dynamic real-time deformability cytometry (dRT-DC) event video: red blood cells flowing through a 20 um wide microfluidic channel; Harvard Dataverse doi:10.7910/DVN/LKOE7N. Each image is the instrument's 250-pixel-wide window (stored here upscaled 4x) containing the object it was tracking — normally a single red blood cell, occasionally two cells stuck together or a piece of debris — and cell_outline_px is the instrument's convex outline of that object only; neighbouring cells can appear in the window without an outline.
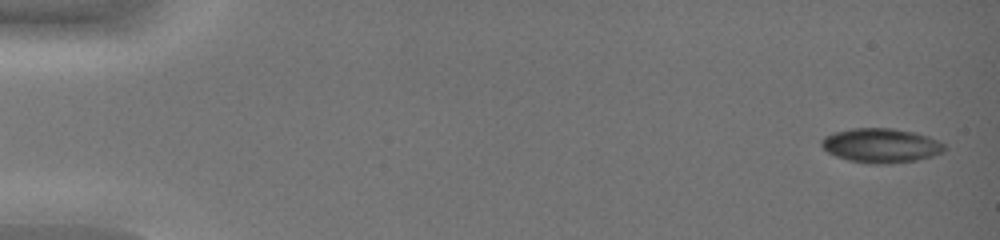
{"species": "common noctule bat (a hibernating species)", "species_latin": "Nyctalus noctula", "temperature_condition": "warm", "stored_images_in_passage": 46, "camera_frame_rate_fps": 3000, "um_per_image_px": 0.085, "animal": {"sex": "female", "body_mass_g": 19.0, "forearm_length_mm": 51.5}, "frame": {"image": 1, "passage_image": 1, "time_ms": 0.0, "image_size_px": [1000, 240], "cell_outline_px": [[948, 148], [944, 152], [932, 156], [916, 160], [888, 164], [868, 164], [848, 160], [836, 156], [828, 152], [820, 144], [820, 140], [824, 136], [832, 132], [852, 128], [892, 128], [912, 132], [928, 136], [944, 144]], "centroid_in_image_um": [74.87, 12.37], "position_along_channel_um": 10.1, "area_um2": 24.8}}
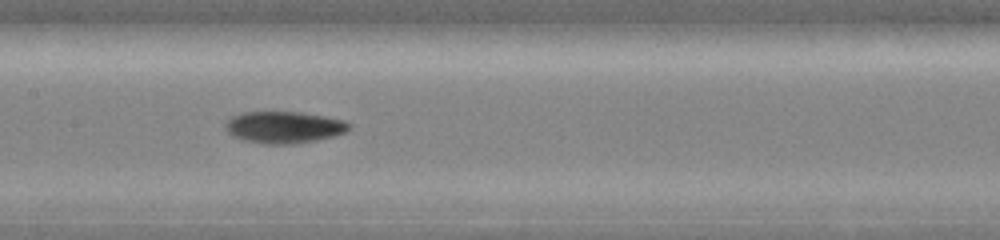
{"frame": {"image": 2, "passage_image": 25, "time_ms": 8.0, "image_size_px": [1000, 240], "cell_outline_px": [[352, 128], [344, 132], [332, 136], [316, 140], [292, 144], [264, 144], [244, 140], [232, 136], [224, 128], [224, 124], [232, 116], [240, 112], [300, 112], [324, 116], [344, 120], [352, 124]], "centroid_in_image_um": [24.12, 10.81], "position_along_channel_um": 183.3, "area_um2": 23.0}}
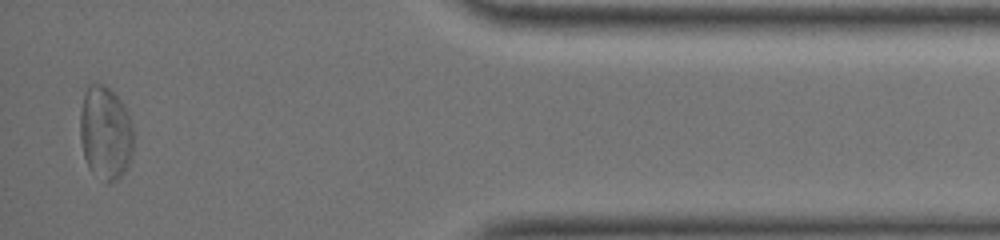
{"frame": {"image": 3, "passage_image": 45, "time_ms": 14.667, "image_size_px": [1000, 240], "cell_outline_px": [[132, 152], [128, 164], [124, 172], [116, 180], [108, 184], [92, 172], [88, 168], [84, 156], [80, 140], [80, 108], [84, 92], [88, 84], [92, 80], [104, 84], [124, 104], [128, 112], [132, 124]], "centroid_in_image_um": [8.93, 11.26], "position_along_channel_um": 426.3, "area_um2": 29.54}, "authors_computed_cell_mechanics": {"area_um2": 23.1778, "velocity_mm_per_s": 4.176, "shape_relaxation_time_tau1_ms": 3.028, "shape_relaxation_time_tau2_ms": null, "deformation_change_tau1": 0.115, "deformation_change_tau2": null}}